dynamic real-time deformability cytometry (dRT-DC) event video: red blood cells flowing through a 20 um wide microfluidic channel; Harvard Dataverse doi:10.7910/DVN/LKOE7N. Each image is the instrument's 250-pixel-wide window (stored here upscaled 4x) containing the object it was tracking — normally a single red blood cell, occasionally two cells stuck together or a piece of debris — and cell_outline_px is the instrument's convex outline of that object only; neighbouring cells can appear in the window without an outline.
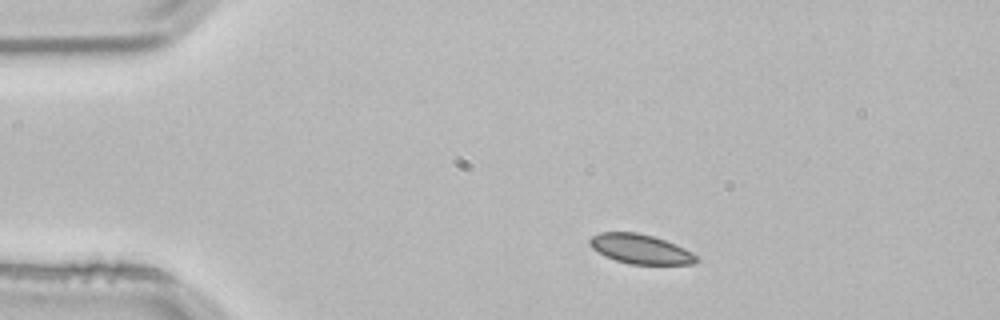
{"species": "common noctule bat (a hibernating species)", "species_latin": "Nyctalus noctula", "temperature_condition": "room temperature", "stored_images_in_passage": 2, "camera_frame_rate_fps": 3000, "um_per_image_px": 0.085, "animal": {"sex": "male", "body_mass_g": 21.5, "forearm_length_mm": 52.0}, "frame": {"image": 1, "passage_image": 1, "time_ms": 0.0, "image_size_px": [1000, 320], "cell_outline_px": [[700, 260], [692, 264], [628, 264], [604, 256], [592, 248], [588, 244], [588, 240], [592, 236], [600, 232], [636, 232], [652, 236], [676, 244], [692, 252]], "centroid_in_image_um": [54.41, 21.17], "position_along_channel_um": 30.6, "area_um2": 18.38}}